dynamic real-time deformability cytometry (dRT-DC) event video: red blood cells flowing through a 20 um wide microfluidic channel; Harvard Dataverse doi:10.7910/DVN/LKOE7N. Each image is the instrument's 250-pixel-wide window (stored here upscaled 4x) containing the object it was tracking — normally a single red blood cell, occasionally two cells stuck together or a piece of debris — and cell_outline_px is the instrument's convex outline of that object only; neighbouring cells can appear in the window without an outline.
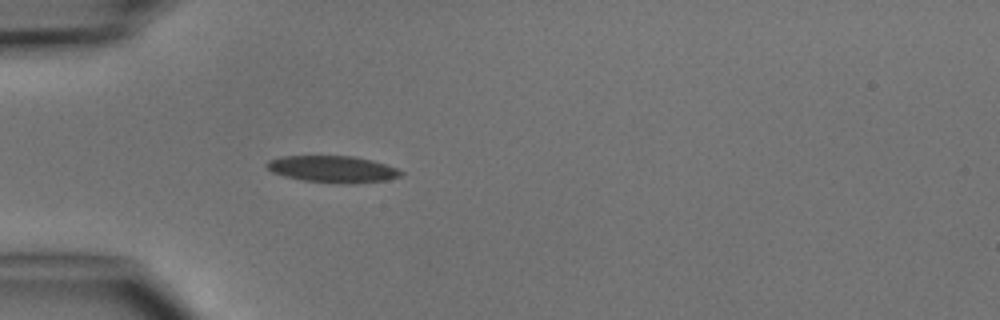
{"species": "common noctule bat (a hibernating species)", "species_latin": "Nyctalus noctula", "temperature_condition": "cold", "stored_images_in_passage": 3, "camera_frame_rate_fps": 3000, "um_per_image_px": 0.085, "animal": {"sex": "male", "body_mass_g": 15.6}, "frame": {"image": 1, "passage_image": 3, "time_ms": 3.333, "image_size_px": [1000, 320], "cell_outline_px": [[404, 172], [400, 176], [388, 180], [352, 184], [304, 180], [284, 176], [272, 172], [264, 164], [268, 160], [280, 156], [352, 156], [372, 160], [396, 168]], "centroid_in_image_um": [28.27, 14.37], "position_along_channel_um": 56.7, "area_um2": 20.81}}